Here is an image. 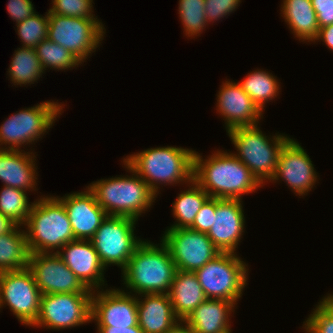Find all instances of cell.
<instances>
[{
  "label": "cell",
  "instance_id": "obj_1",
  "mask_svg": "<svg viewBox=\"0 0 333 333\" xmlns=\"http://www.w3.org/2000/svg\"><path fill=\"white\" fill-rule=\"evenodd\" d=\"M207 158L195 151L193 180L210 197L242 200L263 186L233 153L217 150Z\"/></svg>",
  "mask_w": 333,
  "mask_h": 333
},
{
  "label": "cell",
  "instance_id": "obj_2",
  "mask_svg": "<svg viewBox=\"0 0 333 333\" xmlns=\"http://www.w3.org/2000/svg\"><path fill=\"white\" fill-rule=\"evenodd\" d=\"M176 271L170 251L162 241L160 246L143 241L122 270L123 284L130 290L126 293L168 294Z\"/></svg>",
  "mask_w": 333,
  "mask_h": 333
},
{
  "label": "cell",
  "instance_id": "obj_3",
  "mask_svg": "<svg viewBox=\"0 0 333 333\" xmlns=\"http://www.w3.org/2000/svg\"><path fill=\"white\" fill-rule=\"evenodd\" d=\"M194 153L195 150L183 147H155L123 160L158 195L161 184H189L193 180Z\"/></svg>",
  "mask_w": 333,
  "mask_h": 333
},
{
  "label": "cell",
  "instance_id": "obj_4",
  "mask_svg": "<svg viewBox=\"0 0 333 333\" xmlns=\"http://www.w3.org/2000/svg\"><path fill=\"white\" fill-rule=\"evenodd\" d=\"M123 164L132 175L101 179L87 187L108 216H126L138 221L157 195L124 160Z\"/></svg>",
  "mask_w": 333,
  "mask_h": 333
},
{
  "label": "cell",
  "instance_id": "obj_5",
  "mask_svg": "<svg viewBox=\"0 0 333 333\" xmlns=\"http://www.w3.org/2000/svg\"><path fill=\"white\" fill-rule=\"evenodd\" d=\"M40 197L33 202L23 225L27 229L28 247L30 253H57L65 244L75 240L71 223L63 203L57 197Z\"/></svg>",
  "mask_w": 333,
  "mask_h": 333
},
{
  "label": "cell",
  "instance_id": "obj_6",
  "mask_svg": "<svg viewBox=\"0 0 333 333\" xmlns=\"http://www.w3.org/2000/svg\"><path fill=\"white\" fill-rule=\"evenodd\" d=\"M227 133L238 151L233 154L249 168L262 185L268 180L271 182L281 149L291 138L276 133L271 139L264 135L258 124L236 127Z\"/></svg>",
  "mask_w": 333,
  "mask_h": 333
},
{
  "label": "cell",
  "instance_id": "obj_7",
  "mask_svg": "<svg viewBox=\"0 0 333 333\" xmlns=\"http://www.w3.org/2000/svg\"><path fill=\"white\" fill-rule=\"evenodd\" d=\"M194 273L207 299L236 303L247 285L248 266L236 253L221 252Z\"/></svg>",
  "mask_w": 333,
  "mask_h": 333
},
{
  "label": "cell",
  "instance_id": "obj_8",
  "mask_svg": "<svg viewBox=\"0 0 333 333\" xmlns=\"http://www.w3.org/2000/svg\"><path fill=\"white\" fill-rule=\"evenodd\" d=\"M63 105L49 100L9 116L0 126V146L4 145L0 149L21 150L22 145L42 139L62 113Z\"/></svg>",
  "mask_w": 333,
  "mask_h": 333
},
{
  "label": "cell",
  "instance_id": "obj_9",
  "mask_svg": "<svg viewBox=\"0 0 333 333\" xmlns=\"http://www.w3.org/2000/svg\"><path fill=\"white\" fill-rule=\"evenodd\" d=\"M136 221L126 216H107L90 239L105 268L114 264L122 271L144 241L134 236Z\"/></svg>",
  "mask_w": 333,
  "mask_h": 333
},
{
  "label": "cell",
  "instance_id": "obj_10",
  "mask_svg": "<svg viewBox=\"0 0 333 333\" xmlns=\"http://www.w3.org/2000/svg\"><path fill=\"white\" fill-rule=\"evenodd\" d=\"M48 38L70 51L81 63L96 51L105 27L99 19L48 14Z\"/></svg>",
  "mask_w": 333,
  "mask_h": 333
},
{
  "label": "cell",
  "instance_id": "obj_11",
  "mask_svg": "<svg viewBox=\"0 0 333 333\" xmlns=\"http://www.w3.org/2000/svg\"><path fill=\"white\" fill-rule=\"evenodd\" d=\"M92 293L43 294L39 313L32 327L68 329L90 323Z\"/></svg>",
  "mask_w": 333,
  "mask_h": 333
},
{
  "label": "cell",
  "instance_id": "obj_12",
  "mask_svg": "<svg viewBox=\"0 0 333 333\" xmlns=\"http://www.w3.org/2000/svg\"><path fill=\"white\" fill-rule=\"evenodd\" d=\"M41 296V291L27 267L0 272V308L8 305L23 325L31 326L36 321Z\"/></svg>",
  "mask_w": 333,
  "mask_h": 333
},
{
  "label": "cell",
  "instance_id": "obj_13",
  "mask_svg": "<svg viewBox=\"0 0 333 333\" xmlns=\"http://www.w3.org/2000/svg\"><path fill=\"white\" fill-rule=\"evenodd\" d=\"M161 241L181 271L194 272L221 253L206 233L191 228H168Z\"/></svg>",
  "mask_w": 333,
  "mask_h": 333
},
{
  "label": "cell",
  "instance_id": "obj_14",
  "mask_svg": "<svg viewBox=\"0 0 333 333\" xmlns=\"http://www.w3.org/2000/svg\"><path fill=\"white\" fill-rule=\"evenodd\" d=\"M41 294L93 293L57 253H30L27 267Z\"/></svg>",
  "mask_w": 333,
  "mask_h": 333
},
{
  "label": "cell",
  "instance_id": "obj_15",
  "mask_svg": "<svg viewBox=\"0 0 333 333\" xmlns=\"http://www.w3.org/2000/svg\"><path fill=\"white\" fill-rule=\"evenodd\" d=\"M124 291L112 288L93 291L91 320L97 323V327L138 325L137 297Z\"/></svg>",
  "mask_w": 333,
  "mask_h": 333
},
{
  "label": "cell",
  "instance_id": "obj_16",
  "mask_svg": "<svg viewBox=\"0 0 333 333\" xmlns=\"http://www.w3.org/2000/svg\"><path fill=\"white\" fill-rule=\"evenodd\" d=\"M314 169L309 155L291 138L281 149L271 181L275 183L282 179L296 195L304 196L311 191L318 179Z\"/></svg>",
  "mask_w": 333,
  "mask_h": 333
},
{
  "label": "cell",
  "instance_id": "obj_17",
  "mask_svg": "<svg viewBox=\"0 0 333 333\" xmlns=\"http://www.w3.org/2000/svg\"><path fill=\"white\" fill-rule=\"evenodd\" d=\"M216 104L217 112L224 118L226 132L236 127L257 125L263 118L262 111L240 84L234 81L222 83Z\"/></svg>",
  "mask_w": 333,
  "mask_h": 333
},
{
  "label": "cell",
  "instance_id": "obj_18",
  "mask_svg": "<svg viewBox=\"0 0 333 333\" xmlns=\"http://www.w3.org/2000/svg\"><path fill=\"white\" fill-rule=\"evenodd\" d=\"M245 217L240 199H218L212 227L207 233L210 240L221 252L237 253L242 238Z\"/></svg>",
  "mask_w": 333,
  "mask_h": 333
},
{
  "label": "cell",
  "instance_id": "obj_19",
  "mask_svg": "<svg viewBox=\"0 0 333 333\" xmlns=\"http://www.w3.org/2000/svg\"><path fill=\"white\" fill-rule=\"evenodd\" d=\"M56 197L65 207L75 239L90 240L108 216L88 187L84 192Z\"/></svg>",
  "mask_w": 333,
  "mask_h": 333
},
{
  "label": "cell",
  "instance_id": "obj_20",
  "mask_svg": "<svg viewBox=\"0 0 333 333\" xmlns=\"http://www.w3.org/2000/svg\"><path fill=\"white\" fill-rule=\"evenodd\" d=\"M60 250L62 252L59 251L57 254L88 289H102L105 285L103 272L106 268L100 262L90 240L75 239Z\"/></svg>",
  "mask_w": 333,
  "mask_h": 333
},
{
  "label": "cell",
  "instance_id": "obj_21",
  "mask_svg": "<svg viewBox=\"0 0 333 333\" xmlns=\"http://www.w3.org/2000/svg\"><path fill=\"white\" fill-rule=\"evenodd\" d=\"M31 154V155H30ZM33 152L0 149V180L4 186L24 191L36 190L37 166Z\"/></svg>",
  "mask_w": 333,
  "mask_h": 333
},
{
  "label": "cell",
  "instance_id": "obj_22",
  "mask_svg": "<svg viewBox=\"0 0 333 333\" xmlns=\"http://www.w3.org/2000/svg\"><path fill=\"white\" fill-rule=\"evenodd\" d=\"M139 296L137 295L138 325L144 333H164L178 322L168 294Z\"/></svg>",
  "mask_w": 333,
  "mask_h": 333
},
{
  "label": "cell",
  "instance_id": "obj_23",
  "mask_svg": "<svg viewBox=\"0 0 333 333\" xmlns=\"http://www.w3.org/2000/svg\"><path fill=\"white\" fill-rule=\"evenodd\" d=\"M236 304L227 300L206 299L184 320L193 333H224L231 329V313Z\"/></svg>",
  "mask_w": 333,
  "mask_h": 333
},
{
  "label": "cell",
  "instance_id": "obj_24",
  "mask_svg": "<svg viewBox=\"0 0 333 333\" xmlns=\"http://www.w3.org/2000/svg\"><path fill=\"white\" fill-rule=\"evenodd\" d=\"M168 295L174 314L179 320H185L194 309L207 299L195 273L178 269Z\"/></svg>",
  "mask_w": 333,
  "mask_h": 333
},
{
  "label": "cell",
  "instance_id": "obj_25",
  "mask_svg": "<svg viewBox=\"0 0 333 333\" xmlns=\"http://www.w3.org/2000/svg\"><path fill=\"white\" fill-rule=\"evenodd\" d=\"M281 16L299 40L314 42L318 37L317 14L311 0H283Z\"/></svg>",
  "mask_w": 333,
  "mask_h": 333
},
{
  "label": "cell",
  "instance_id": "obj_26",
  "mask_svg": "<svg viewBox=\"0 0 333 333\" xmlns=\"http://www.w3.org/2000/svg\"><path fill=\"white\" fill-rule=\"evenodd\" d=\"M15 225L9 232L0 235V272L28 267L30 250L25 230Z\"/></svg>",
  "mask_w": 333,
  "mask_h": 333
},
{
  "label": "cell",
  "instance_id": "obj_27",
  "mask_svg": "<svg viewBox=\"0 0 333 333\" xmlns=\"http://www.w3.org/2000/svg\"><path fill=\"white\" fill-rule=\"evenodd\" d=\"M189 185L187 190L178 194L172 204L173 217L176 221L169 228H189L204 202L210 197L194 180Z\"/></svg>",
  "mask_w": 333,
  "mask_h": 333
},
{
  "label": "cell",
  "instance_id": "obj_28",
  "mask_svg": "<svg viewBox=\"0 0 333 333\" xmlns=\"http://www.w3.org/2000/svg\"><path fill=\"white\" fill-rule=\"evenodd\" d=\"M8 75L15 85L34 84L45 72L37 57L35 48L22 47L15 50Z\"/></svg>",
  "mask_w": 333,
  "mask_h": 333
},
{
  "label": "cell",
  "instance_id": "obj_29",
  "mask_svg": "<svg viewBox=\"0 0 333 333\" xmlns=\"http://www.w3.org/2000/svg\"><path fill=\"white\" fill-rule=\"evenodd\" d=\"M238 83L262 112L265 103L276 98L280 92V84L276 76L266 70H253Z\"/></svg>",
  "mask_w": 333,
  "mask_h": 333
},
{
  "label": "cell",
  "instance_id": "obj_30",
  "mask_svg": "<svg viewBox=\"0 0 333 333\" xmlns=\"http://www.w3.org/2000/svg\"><path fill=\"white\" fill-rule=\"evenodd\" d=\"M27 196L24 190L4 186L0 191V213L14 224L24 225L33 205V202L30 204Z\"/></svg>",
  "mask_w": 333,
  "mask_h": 333
},
{
  "label": "cell",
  "instance_id": "obj_31",
  "mask_svg": "<svg viewBox=\"0 0 333 333\" xmlns=\"http://www.w3.org/2000/svg\"><path fill=\"white\" fill-rule=\"evenodd\" d=\"M35 50L44 71L47 68L58 69V71L68 70L82 64L70 51L49 38L44 39L35 47Z\"/></svg>",
  "mask_w": 333,
  "mask_h": 333
},
{
  "label": "cell",
  "instance_id": "obj_32",
  "mask_svg": "<svg viewBox=\"0 0 333 333\" xmlns=\"http://www.w3.org/2000/svg\"><path fill=\"white\" fill-rule=\"evenodd\" d=\"M178 8L185 35L191 38L200 35L208 25L205 0H179Z\"/></svg>",
  "mask_w": 333,
  "mask_h": 333
},
{
  "label": "cell",
  "instance_id": "obj_33",
  "mask_svg": "<svg viewBox=\"0 0 333 333\" xmlns=\"http://www.w3.org/2000/svg\"><path fill=\"white\" fill-rule=\"evenodd\" d=\"M48 12L45 16L37 13L16 24L22 47L35 48L48 38Z\"/></svg>",
  "mask_w": 333,
  "mask_h": 333
},
{
  "label": "cell",
  "instance_id": "obj_34",
  "mask_svg": "<svg viewBox=\"0 0 333 333\" xmlns=\"http://www.w3.org/2000/svg\"><path fill=\"white\" fill-rule=\"evenodd\" d=\"M303 322L306 333H333V308L322 298Z\"/></svg>",
  "mask_w": 333,
  "mask_h": 333
},
{
  "label": "cell",
  "instance_id": "obj_35",
  "mask_svg": "<svg viewBox=\"0 0 333 333\" xmlns=\"http://www.w3.org/2000/svg\"><path fill=\"white\" fill-rule=\"evenodd\" d=\"M92 3L93 0H52V7L48 10V14L97 19V16L93 14Z\"/></svg>",
  "mask_w": 333,
  "mask_h": 333
},
{
  "label": "cell",
  "instance_id": "obj_36",
  "mask_svg": "<svg viewBox=\"0 0 333 333\" xmlns=\"http://www.w3.org/2000/svg\"><path fill=\"white\" fill-rule=\"evenodd\" d=\"M241 0H205V14L206 21H217L224 18L226 15H230L231 12L240 4Z\"/></svg>",
  "mask_w": 333,
  "mask_h": 333
},
{
  "label": "cell",
  "instance_id": "obj_37",
  "mask_svg": "<svg viewBox=\"0 0 333 333\" xmlns=\"http://www.w3.org/2000/svg\"><path fill=\"white\" fill-rule=\"evenodd\" d=\"M216 206L217 198L209 197L198 211L193 224L189 228L207 234L212 227Z\"/></svg>",
  "mask_w": 333,
  "mask_h": 333
},
{
  "label": "cell",
  "instance_id": "obj_38",
  "mask_svg": "<svg viewBox=\"0 0 333 333\" xmlns=\"http://www.w3.org/2000/svg\"><path fill=\"white\" fill-rule=\"evenodd\" d=\"M7 11L16 24L36 13L30 0H9Z\"/></svg>",
  "mask_w": 333,
  "mask_h": 333
},
{
  "label": "cell",
  "instance_id": "obj_39",
  "mask_svg": "<svg viewBox=\"0 0 333 333\" xmlns=\"http://www.w3.org/2000/svg\"><path fill=\"white\" fill-rule=\"evenodd\" d=\"M319 29L333 24V0H311Z\"/></svg>",
  "mask_w": 333,
  "mask_h": 333
},
{
  "label": "cell",
  "instance_id": "obj_40",
  "mask_svg": "<svg viewBox=\"0 0 333 333\" xmlns=\"http://www.w3.org/2000/svg\"><path fill=\"white\" fill-rule=\"evenodd\" d=\"M317 40H322L328 49L330 48V50H333V24L320 28L318 37L314 42Z\"/></svg>",
  "mask_w": 333,
  "mask_h": 333
},
{
  "label": "cell",
  "instance_id": "obj_41",
  "mask_svg": "<svg viewBox=\"0 0 333 333\" xmlns=\"http://www.w3.org/2000/svg\"><path fill=\"white\" fill-rule=\"evenodd\" d=\"M97 333H144L142 329L137 326L125 327H97Z\"/></svg>",
  "mask_w": 333,
  "mask_h": 333
},
{
  "label": "cell",
  "instance_id": "obj_42",
  "mask_svg": "<svg viewBox=\"0 0 333 333\" xmlns=\"http://www.w3.org/2000/svg\"><path fill=\"white\" fill-rule=\"evenodd\" d=\"M164 333H193V330L184 320H178V322Z\"/></svg>",
  "mask_w": 333,
  "mask_h": 333
},
{
  "label": "cell",
  "instance_id": "obj_43",
  "mask_svg": "<svg viewBox=\"0 0 333 333\" xmlns=\"http://www.w3.org/2000/svg\"><path fill=\"white\" fill-rule=\"evenodd\" d=\"M16 224L0 213V235L9 232Z\"/></svg>",
  "mask_w": 333,
  "mask_h": 333
},
{
  "label": "cell",
  "instance_id": "obj_44",
  "mask_svg": "<svg viewBox=\"0 0 333 333\" xmlns=\"http://www.w3.org/2000/svg\"><path fill=\"white\" fill-rule=\"evenodd\" d=\"M323 299L333 308V294H328Z\"/></svg>",
  "mask_w": 333,
  "mask_h": 333
},
{
  "label": "cell",
  "instance_id": "obj_45",
  "mask_svg": "<svg viewBox=\"0 0 333 333\" xmlns=\"http://www.w3.org/2000/svg\"><path fill=\"white\" fill-rule=\"evenodd\" d=\"M224 333H231V329H230V330H228V331H225Z\"/></svg>",
  "mask_w": 333,
  "mask_h": 333
}]
</instances>
